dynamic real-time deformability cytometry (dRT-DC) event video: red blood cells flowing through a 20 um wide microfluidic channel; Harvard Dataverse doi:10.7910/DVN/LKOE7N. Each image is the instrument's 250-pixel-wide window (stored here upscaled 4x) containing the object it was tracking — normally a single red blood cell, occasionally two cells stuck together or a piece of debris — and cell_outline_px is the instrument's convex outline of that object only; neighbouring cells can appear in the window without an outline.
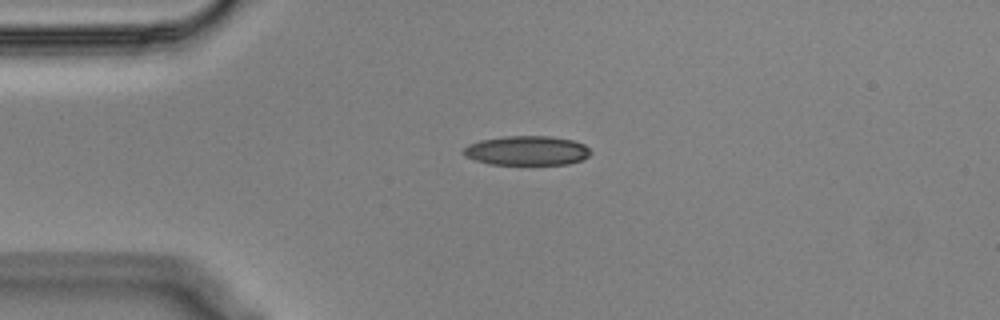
{"species": "Egyptian fruit bat (a non-hibernating species)", "species_latin": "Rousettus aegyptiacus", "temperature_condition": "cold", "stored_images_in_passage": 44, "camera_frame_rate_fps": 3000, "um_per_image_px": 0.085, "animal": {"sex": "male"}, "frame": {"image": 1, "passage_image": 1, "time_ms": 0.0, "image_size_px": [1000, 320], "cell_outline_px": [[592, 152], [588, 156], [580, 160], [568, 164], [488, 164], [464, 156], [460, 152], [468, 144], [480, 140], [504, 136], [552, 136], [572, 140], [584, 144]], "centroid_in_image_um": [44.75, 12.79], "position_along_channel_um": 40.2, "area_um2": 21.85}}
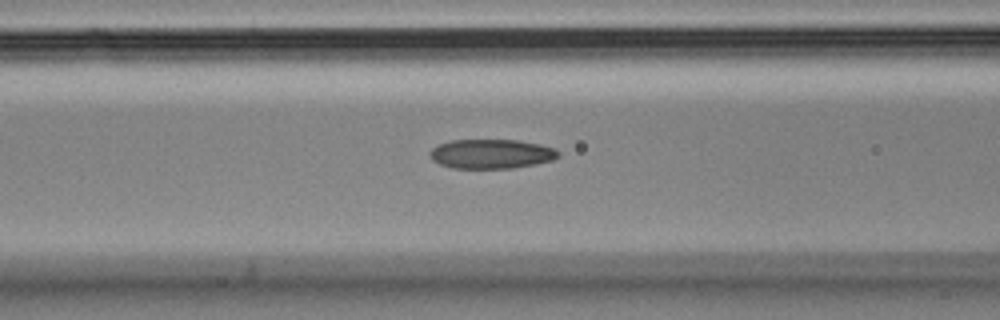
{"frame": {"image": 2, "passage_image": 10, "time_ms": 3.0, "image_size_px": [1000, 320], "cell_outline_px": [[560, 156], [552, 160], [512, 168], [452, 168], [440, 164], [432, 160], [428, 152], [432, 148], [448, 140], [516, 140], [540, 144], [556, 148], [560, 152]], "centroid_in_image_um": [41.75, 13.07], "position_along_channel_um": 124.8, "area_um2": 22.02}}
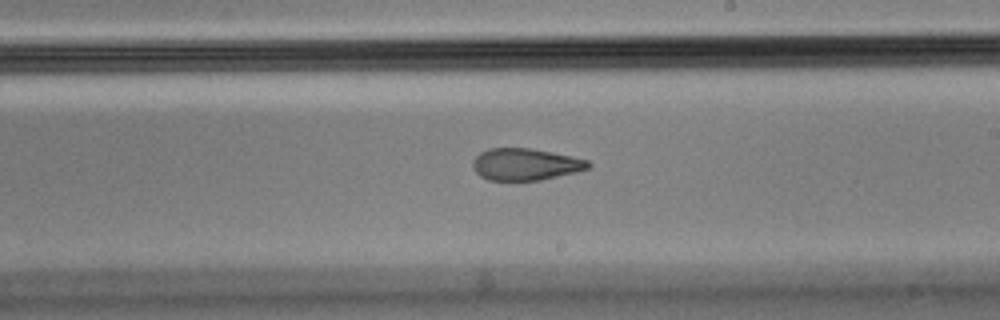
{"frame": {"image": 3, "passage_image": 20, "time_ms": 6.333, "image_size_px": [1000, 320], "cell_outline_px": [[592, 164], [588, 168], [576, 172], [540, 180], [488, 180], [480, 176], [476, 172], [472, 164], [472, 160], [480, 152], [488, 148], [532, 148], [572, 156], [588, 160]], "centroid_in_image_um": [44.65, 13.96], "position_along_channel_um": 244.3, "area_um2": 21.5}, "authors_computed_cell_mechanics": {"area_um2": 22.7732, "velocity_mm_per_s": 3.5772, "shape_relaxation_time_tau1_ms": null, "shape_relaxation_time_tau2_ms": 3.3665, "deformation_change_tau1": null, "deformation_change_tau2": 0.1133}}